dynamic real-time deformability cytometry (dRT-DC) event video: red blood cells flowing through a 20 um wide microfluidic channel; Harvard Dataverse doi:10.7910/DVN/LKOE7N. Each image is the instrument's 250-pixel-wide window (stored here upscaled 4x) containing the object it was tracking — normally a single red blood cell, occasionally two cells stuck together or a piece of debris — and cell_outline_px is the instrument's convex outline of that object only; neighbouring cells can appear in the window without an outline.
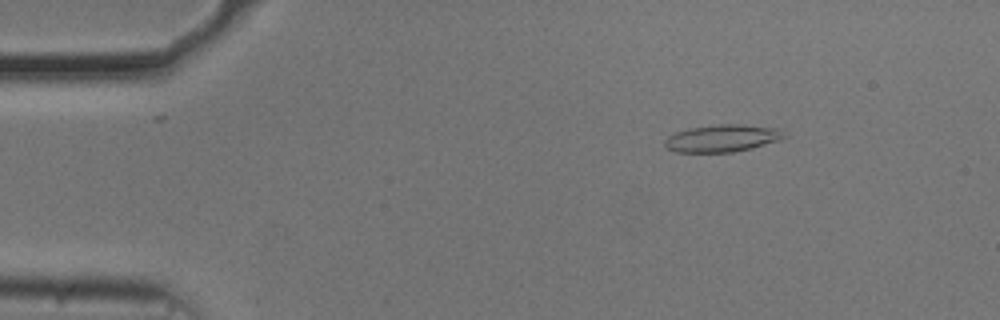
{"species": "common noctule bat (a hibernating species)", "species_latin": "Nyctalus noctula", "temperature_condition": "cold", "stored_images_in_passage": 15, "camera_frame_rate_fps": 3000, "um_per_image_px": 0.085, "animal": {"sex": "male", "body_mass_g": 20.5, "forearm_length_mm": 52.5}, "frame": {"image": 1, "passage_image": 3, "time_ms": 0.667, "image_size_px": [1000, 320], "cell_outline_px": [[788, 136], [780, 140], [752, 148], [732, 152], [676, 152], [668, 148], [664, 144], [664, 140], [668, 136], [676, 132], [692, 128], [716, 124], [740, 124], [780, 128]], "centroid_in_image_um": [61.44, 11.75], "position_along_channel_um": 23.6, "area_um2": 19.02}}
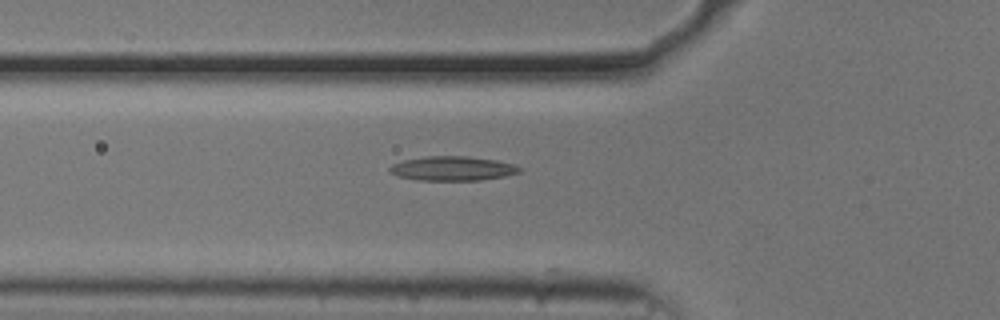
{"frame": {"image": 2, "passage_image": 14, "time_ms": 4.333, "image_size_px": [1000, 320], "cell_outline_px": [[524, 168], [520, 172], [504, 176], [480, 180], [416, 180], [396, 176], [388, 172], [388, 168], [392, 164], [404, 160], [424, 156], [468, 156], [496, 160], [516, 164]], "centroid_in_image_um": [38.46, 14.32], "position_along_channel_um": 87.3, "area_um2": 18.67}}